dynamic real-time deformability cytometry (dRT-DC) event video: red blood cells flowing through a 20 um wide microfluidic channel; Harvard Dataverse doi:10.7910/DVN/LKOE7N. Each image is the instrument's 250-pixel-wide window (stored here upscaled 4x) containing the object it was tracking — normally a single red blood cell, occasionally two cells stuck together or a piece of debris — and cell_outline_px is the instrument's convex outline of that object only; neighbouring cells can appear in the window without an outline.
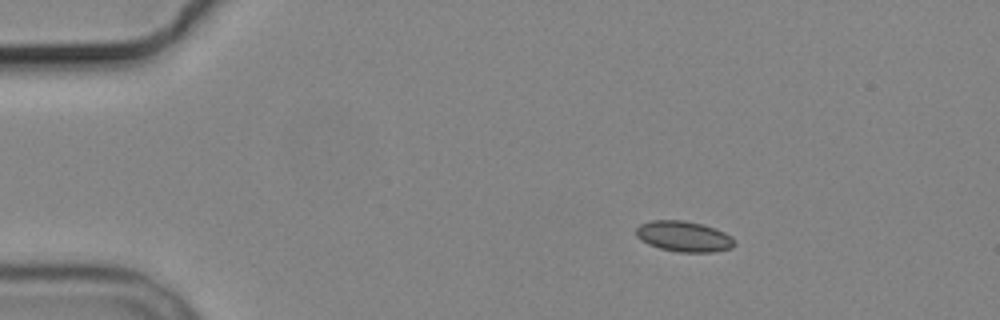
{"species": "common noctule bat (a hibernating species)", "species_latin": "Nyctalus noctula", "temperature_condition": "cold", "stored_images_in_passage": 4, "segment_of_instrument_passage": [1, 2], "camera_frame_rate_fps": 3000, "um_per_image_px": 0.085, "animal": {"sex": "male", "body_mass_g": 19.2, "forearm_length_mm": 51.8}, "frame": {"image": 1, "passage_image": 1, "time_ms": 0.0, "image_size_px": [1000, 320], "cell_outline_px": [[736, 244], [732, 248], [712, 252], [680, 252], [660, 248], [648, 244], [640, 240], [636, 236], [636, 228], [640, 224], [652, 220], [684, 220], [704, 224], [716, 228], [732, 236], [736, 240]], "centroid_in_image_um": [58.15, 20.09], "position_along_channel_um": 26.8, "area_um2": 17.8}}